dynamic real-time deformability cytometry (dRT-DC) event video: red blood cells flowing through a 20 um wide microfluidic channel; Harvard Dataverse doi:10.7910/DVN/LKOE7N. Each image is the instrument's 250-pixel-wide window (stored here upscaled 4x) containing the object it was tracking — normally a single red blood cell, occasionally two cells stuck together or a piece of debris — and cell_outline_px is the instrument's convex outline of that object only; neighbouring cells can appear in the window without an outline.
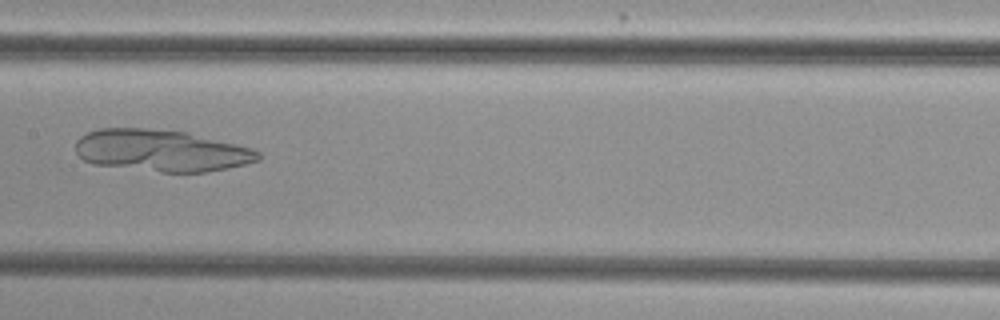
{"species": "common noctule bat (a hibernating species)", "species_latin": "Nyctalus noctula", "temperature_condition": "cold", "stored_images_in_passage": 47, "camera_frame_rate_fps": 3000, "um_per_image_px": 0.085, "animal": {"sex": "female", "body_mass_g": 29.2, "forearm_length_mm": 56.3}, "frame": {"image": 1, "passage_image": 21, "time_ms": 6.667, "image_size_px": [1000, 320], "cell_outline_px": [[260, 160], [228, 168], [204, 172], [160, 172], [92, 164], [84, 160], [76, 152], [76, 140], [80, 136], [88, 132], [100, 128], [144, 128], [188, 132], [252, 148], [260, 152]], "centroid_in_image_um": [13.7, 12.8], "position_along_channel_um": 193.7, "area_um2": 44.56}}